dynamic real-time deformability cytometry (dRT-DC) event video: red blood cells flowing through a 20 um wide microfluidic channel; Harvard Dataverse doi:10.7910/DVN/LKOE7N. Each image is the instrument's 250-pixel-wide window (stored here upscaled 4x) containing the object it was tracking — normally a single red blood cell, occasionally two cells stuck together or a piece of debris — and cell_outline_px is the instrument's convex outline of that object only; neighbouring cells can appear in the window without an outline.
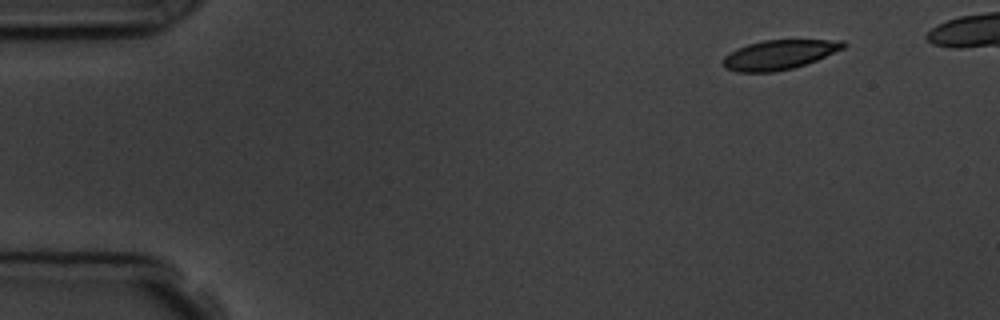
{"species": "common noctule bat (a hibernating species)", "species_latin": "Nyctalus noctula", "temperature_condition": "room temperature", "stored_images_in_passage": 8, "camera_frame_rate_fps": 3000, "um_per_image_px": 0.085, "animal": {"sex": "male", "body_mass_g": 19.5, "forearm_length_mm": 54.6}, "frame": {"image": 1, "passage_image": 1, "time_ms": 0.0, "image_size_px": [1000, 320], "cell_outline_px": [[848, 44], [844, 48], [816, 60], [792, 68], [772, 72], [736, 72], [724, 68], [724, 56], [748, 44], [764, 40], [844, 40]], "centroid_in_image_um": [66.25, 4.65], "position_along_channel_um": 18.7, "area_um2": 20.4}}